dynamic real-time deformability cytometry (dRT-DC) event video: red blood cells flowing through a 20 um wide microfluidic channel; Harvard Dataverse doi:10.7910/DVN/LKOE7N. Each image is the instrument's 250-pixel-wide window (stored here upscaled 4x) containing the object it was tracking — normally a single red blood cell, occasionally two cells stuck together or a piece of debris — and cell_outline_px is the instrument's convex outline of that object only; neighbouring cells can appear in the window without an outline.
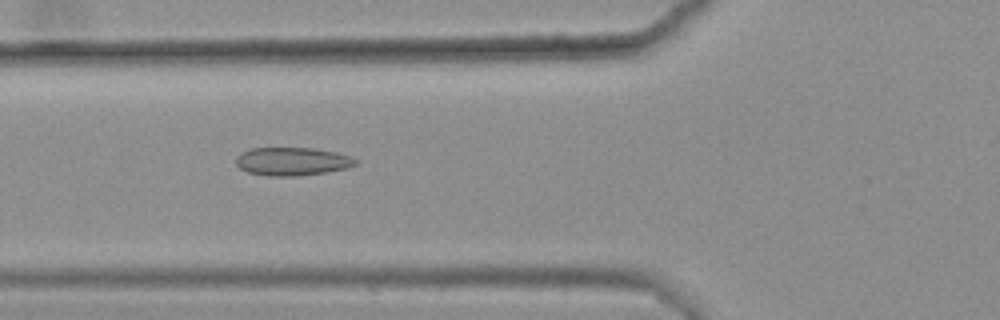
{"species": "common noctule bat (a hibernating species)", "species_latin": "Nyctalus noctula", "temperature_condition": "warm", "stored_images_in_passage": 46, "camera_frame_rate_fps": 3000, "um_per_image_px": 0.085, "animal": {"sex": "female", "body_mass_g": 25.1}, "frame": {"image": 1, "passage_image": 17, "time_ms": 5.333, "image_size_px": [1000, 320], "cell_outline_px": [[356, 164], [348, 168], [324, 172], [296, 176], [268, 176], [248, 172], [240, 168], [236, 164], [236, 156], [240, 152], [252, 148], [312, 148], [336, 152], [352, 156], [356, 160]], "centroid_in_image_um": [24.82, 13.71], "position_along_channel_um": 101.0, "area_um2": 19.65}}
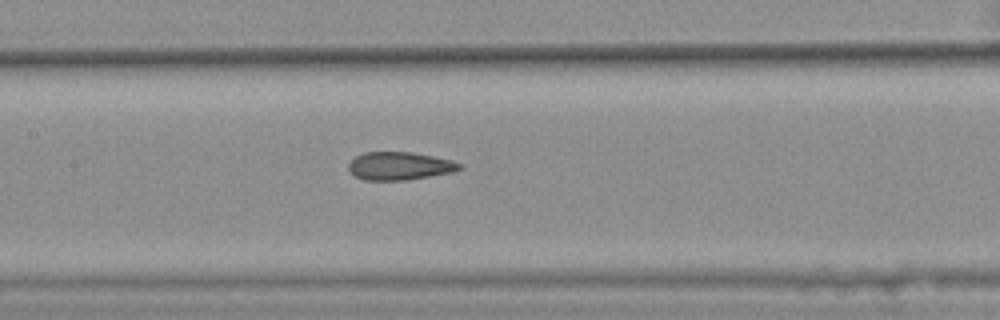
{"frame": {"image": 2, "passage_image": 23, "time_ms": 7.333, "image_size_px": [1000, 320], "cell_outline_px": [[464, 168], [456, 172], [408, 180], [364, 180], [356, 176], [348, 168], [348, 164], [356, 156], [364, 152], [412, 152], [452, 160], [464, 164]], "centroid_in_image_um": [34.05, 14.11], "position_along_channel_um": 173.4, "area_um2": 18.32}}
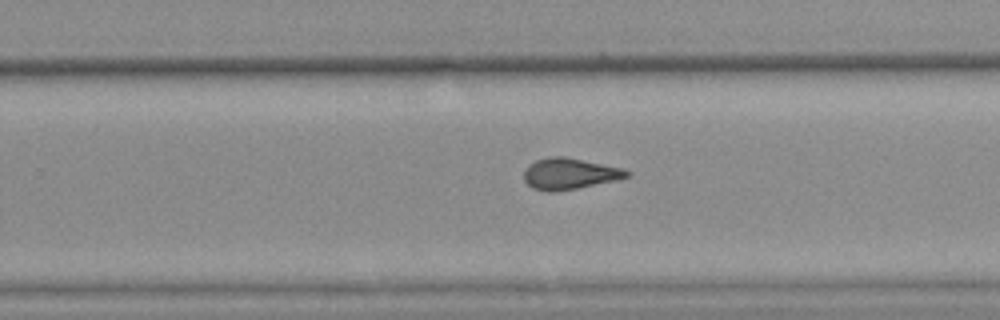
{"frame": {"image": 3, "passage_image": 32, "time_ms": 10.333, "image_size_px": [1000, 320], "cell_outline_px": [[632, 176], [616, 180], [576, 188], [552, 192], [544, 192], [532, 188], [524, 180], [524, 172], [528, 164], [536, 160], [552, 156], [564, 156], [620, 168], [632, 172]], "centroid_in_image_um": [48.39, 14.77], "position_along_channel_um": 281.4, "area_um2": 18.61}, "authors_computed_cell_mechanics": {"area_um2": 18.4382, "velocity_mm_per_s": 3.6127, "shape_relaxation_time_tau1_ms": null, "shape_relaxation_time_tau2_ms": 2.2752, "deformation_change_tau1": null, "deformation_change_tau2": 0.0993}}